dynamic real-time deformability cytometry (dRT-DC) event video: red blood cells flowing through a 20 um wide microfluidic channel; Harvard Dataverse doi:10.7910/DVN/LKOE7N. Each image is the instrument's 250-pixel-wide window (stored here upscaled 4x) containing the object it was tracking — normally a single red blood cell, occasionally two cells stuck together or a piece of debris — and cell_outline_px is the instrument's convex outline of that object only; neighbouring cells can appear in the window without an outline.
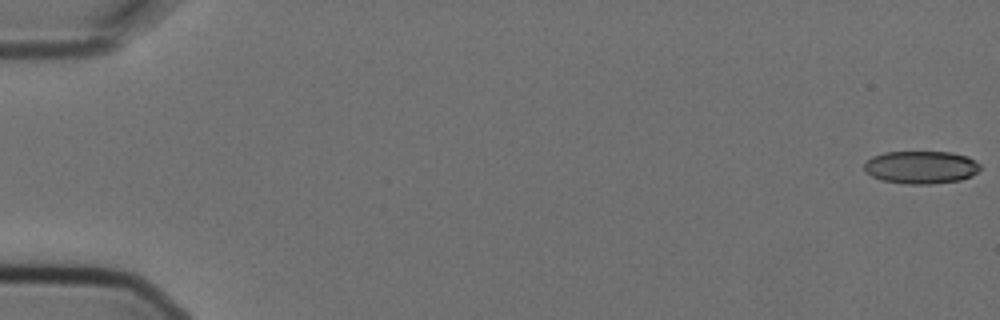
{"species": "Egyptian fruit bat (a non-hibernating species)", "species_latin": "Rousettus aegyptiacus", "temperature_condition": "cold", "stored_images_in_passage": 6, "camera_frame_rate_fps": 3000, "um_per_image_px": 0.085, "animal": {"sex": "female"}, "frame": {"image": 1, "passage_image": 1, "time_ms": 0.0, "image_size_px": [1000, 320], "cell_outline_px": [[980, 168], [972, 176], [960, 180], [928, 184], [908, 184], [880, 180], [872, 176], [864, 168], [864, 164], [872, 156], [884, 152], [952, 152], [968, 156], [980, 164]], "centroid_in_image_um": [78.3, 14.21], "position_along_channel_um": 6.7, "area_um2": 22.14}}